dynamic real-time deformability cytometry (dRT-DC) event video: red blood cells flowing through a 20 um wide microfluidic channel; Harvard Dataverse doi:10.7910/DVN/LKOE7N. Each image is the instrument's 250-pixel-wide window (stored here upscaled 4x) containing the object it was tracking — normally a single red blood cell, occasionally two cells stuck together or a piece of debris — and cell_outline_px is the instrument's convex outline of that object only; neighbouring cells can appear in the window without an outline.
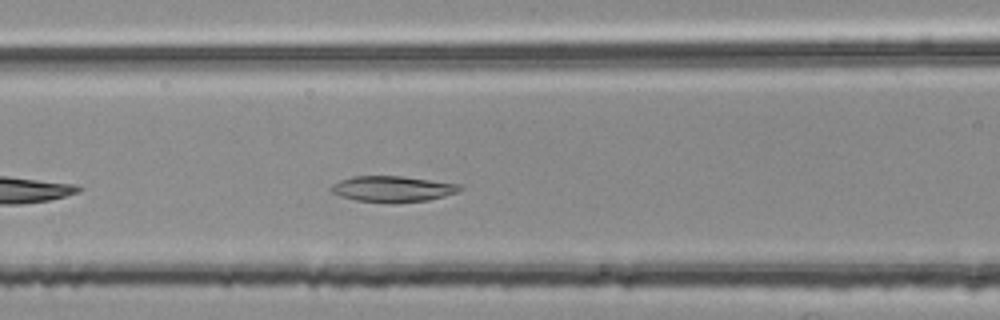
{"species": "common noctule bat (a hibernating species)", "species_latin": "Nyctalus noctula", "temperature_condition": "room temperature", "stored_images_in_passage": 5, "camera_frame_rate_fps": 3000, "um_per_image_px": 0.085, "animal": {"sex": "female", "body_mass_g": 25.1}, "frame": {"image": 1, "passage_image": 4, "time_ms": 1.0, "image_size_px": [1000, 320], "cell_outline_px": [[464, 188], [456, 192], [444, 196], [428, 200], [356, 200], [340, 196], [332, 192], [328, 188], [332, 184], [340, 180], [352, 176], [400, 176], [460, 184]], "centroid_in_image_um": [33.34, 16.01], "position_along_channel_um": 133.3, "area_um2": 18.55}}